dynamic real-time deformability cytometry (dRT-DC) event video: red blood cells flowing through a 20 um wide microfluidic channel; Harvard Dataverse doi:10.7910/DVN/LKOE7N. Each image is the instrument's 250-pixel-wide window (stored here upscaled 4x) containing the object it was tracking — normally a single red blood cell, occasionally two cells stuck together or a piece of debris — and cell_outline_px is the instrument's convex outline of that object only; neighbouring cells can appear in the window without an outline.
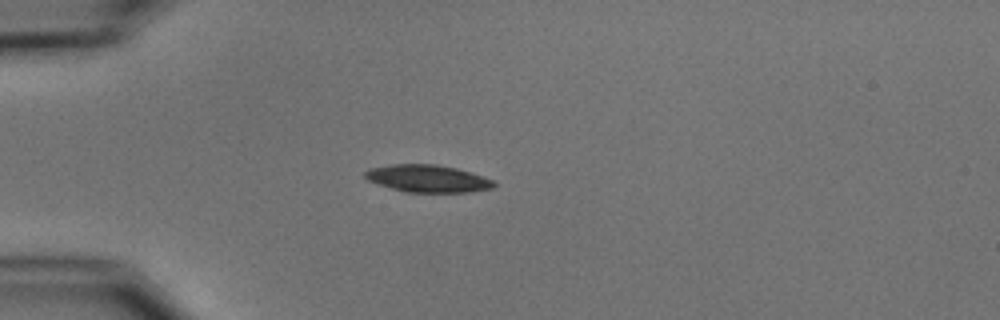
{"species": "common noctule bat (a hibernating species)", "species_latin": "Nyctalus noctula", "temperature_condition": "cold", "stored_images_in_passage": 6, "camera_frame_rate_fps": 3000, "um_per_image_px": 0.085, "animal": {"sex": "male", "body_mass_g": 15.6}, "frame": {"image": 1, "passage_image": 4, "time_ms": 3.667, "image_size_px": [1000, 320], "cell_outline_px": [[496, 184], [492, 188], [468, 192], [404, 192], [368, 180], [364, 176], [364, 172], [368, 168], [392, 164], [436, 164], [456, 168], [472, 172], [484, 176], [492, 180]], "centroid_in_image_um": [36.35, 15.17], "position_along_channel_um": 48.6, "area_um2": 20.52}}